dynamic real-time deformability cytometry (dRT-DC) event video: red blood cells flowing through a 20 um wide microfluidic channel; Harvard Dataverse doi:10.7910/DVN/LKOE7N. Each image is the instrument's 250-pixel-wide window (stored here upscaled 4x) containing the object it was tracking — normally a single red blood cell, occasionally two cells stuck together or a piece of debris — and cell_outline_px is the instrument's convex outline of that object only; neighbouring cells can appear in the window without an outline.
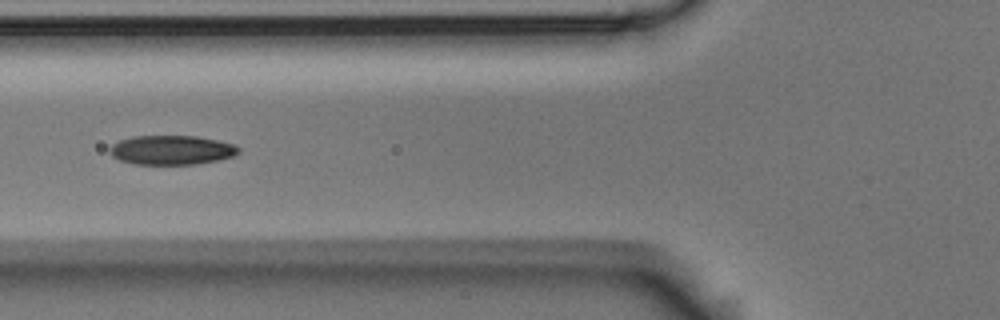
{"species": "Egyptian fruit bat (a non-hibernating species)", "species_latin": "Rousettus aegyptiacus", "temperature_condition": "room temperature", "stored_images_in_passage": 8, "camera_frame_rate_fps": 3000, "um_per_image_px": 0.085, "animal": {"sex": "male"}, "frame": {"image": 1, "passage_image": 6, "time_ms": 1.667, "image_size_px": [1000, 320], "cell_outline_px": [[240, 152], [232, 156], [216, 160], [196, 164], [132, 164], [120, 160], [112, 156], [108, 148], [112, 144], [120, 140], [132, 136], [196, 136], [216, 140], [232, 144], [240, 148]], "centroid_in_image_um": [14.54, 12.75], "position_along_channel_um": 111.3, "area_um2": 21.91}}
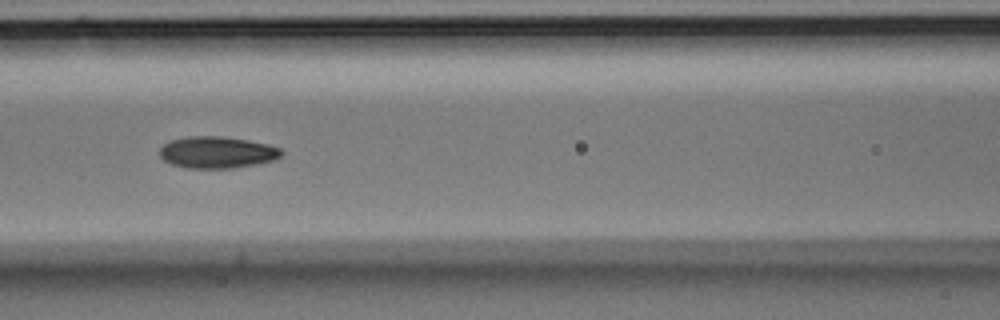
{"frame": {"image": 2, "passage_image": 7, "time_ms": 2.0, "image_size_px": [1000, 320], "cell_outline_px": [[284, 152], [280, 156], [272, 160], [256, 164], [232, 168], [184, 168], [172, 164], [164, 160], [160, 156], [160, 148], [164, 144], [172, 140], [188, 136], [220, 136], [248, 140], [268, 144], [280, 148]], "centroid_in_image_um": [18.44, 12.95], "position_along_channel_um": 148.2, "area_um2": 22.43}}
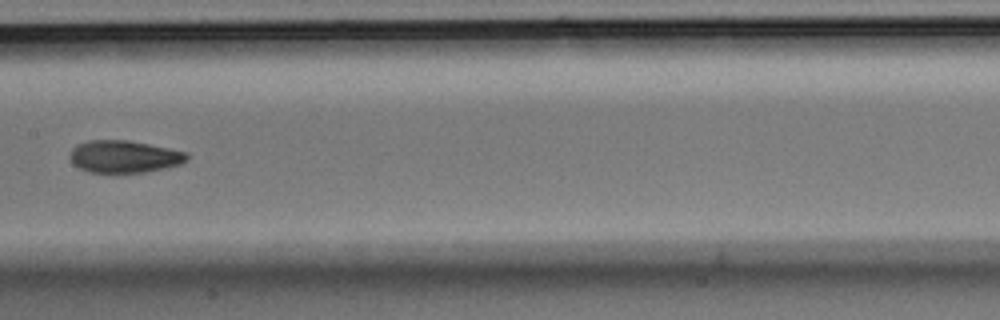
{"frame": {"image": 3, "passage_image": 8, "time_ms": 2.333, "image_size_px": [1000, 320], "cell_outline_px": [[188, 160], [180, 164], [164, 168], [144, 172], [88, 172], [72, 164], [68, 156], [72, 148], [76, 144], [88, 140], [128, 140], [168, 148], [184, 152], [188, 156]], "centroid_in_image_um": [10.49, 13.3], "position_along_channel_um": 196.9, "area_um2": 21.96}}